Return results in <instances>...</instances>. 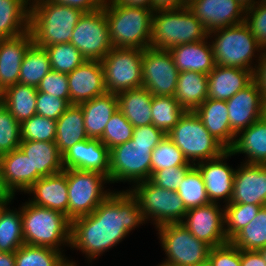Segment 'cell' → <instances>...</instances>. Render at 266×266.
Segmentation results:
<instances>
[{
	"instance_id": "cell-1",
	"label": "cell",
	"mask_w": 266,
	"mask_h": 266,
	"mask_svg": "<svg viewBox=\"0 0 266 266\" xmlns=\"http://www.w3.org/2000/svg\"><path fill=\"white\" fill-rule=\"evenodd\" d=\"M143 223L138 201L128 188L114 189L91 214L71 221L70 249L81 251L92 263Z\"/></svg>"
},
{
	"instance_id": "cell-2",
	"label": "cell",
	"mask_w": 266,
	"mask_h": 266,
	"mask_svg": "<svg viewBox=\"0 0 266 266\" xmlns=\"http://www.w3.org/2000/svg\"><path fill=\"white\" fill-rule=\"evenodd\" d=\"M81 10L59 5L50 0L30 1V30L33 42L42 48L69 43Z\"/></svg>"
},
{
	"instance_id": "cell-3",
	"label": "cell",
	"mask_w": 266,
	"mask_h": 266,
	"mask_svg": "<svg viewBox=\"0 0 266 266\" xmlns=\"http://www.w3.org/2000/svg\"><path fill=\"white\" fill-rule=\"evenodd\" d=\"M21 215L25 244L58 251L70 247L71 221L63 213L25 201Z\"/></svg>"
},
{
	"instance_id": "cell-4",
	"label": "cell",
	"mask_w": 266,
	"mask_h": 266,
	"mask_svg": "<svg viewBox=\"0 0 266 266\" xmlns=\"http://www.w3.org/2000/svg\"><path fill=\"white\" fill-rule=\"evenodd\" d=\"M208 39L216 65L247 69L254 74L263 48L244 22L208 32Z\"/></svg>"
},
{
	"instance_id": "cell-5",
	"label": "cell",
	"mask_w": 266,
	"mask_h": 266,
	"mask_svg": "<svg viewBox=\"0 0 266 266\" xmlns=\"http://www.w3.org/2000/svg\"><path fill=\"white\" fill-rule=\"evenodd\" d=\"M104 11L114 48H150L153 10L106 0Z\"/></svg>"
},
{
	"instance_id": "cell-6",
	"label": "cell",
	"mask_w": 266,
	"mask_h": 266,
	"mask_svg": "<svg viewBox=\"0 0 266 266\" xmlns=\"http://www.w3.org/2000/svg\"><path fill=\"white\" fill-rule=\"evenodd\" d=\"M208 32L188 7L153 11L150 48H171L204 40Z\"/></svg>"
},
{
	"instance_id": "cell-7",
	"label": "cell",
	"mask_w": 266,
	"mask_h": 266,
	"mask_svg": "<svg viewBox=\"0 0 266 266\" xmlns=\"http://www.w3.org/2000/svg\"><path fill=\"white\" fill-rule=\"evenodd\" d=\"M167 136L193 165L217 158L227 151L194 111H186Z\"/></svg>"
},
{
	"instance_id": "cell-8",
	"label": "cell",
	"mask_w": 266,
	"mask_h": 266,
	"mask_svg": "<svg viewBox=\"0 0 266 266\" xmlns=\"http://www.w3.org/2000/svg\"><path fill=\"white\" fill-rule=\"evenodd\" d=\"M128 190L137 199L145 221H152L155 229L183 221L187 209L177 191L160 188L150 180L137 182Z\"/></svg>"
},
{
	"instance_id": "cell-9",
	"label": "cell",
	"mask_w": 266,
	"mask_h": 266,
	"mask_svg": "<svg viewBox=\"0 0 266 266\" xmlns=\"http://www.w3.org/2000/svg\"><path fill=\"white\" fill-rule=\"evenodd\" d=\"M68 184V219L70 221L91 214L112 192L105 189L110 183L106 175L97 171L64 169ZM106 183V184H105Z\"/></svg>"
},
{
	"instance_id": "cell-10",
	"label": "cell",
	"mask_w": 266,
	"mask_h": 266,
	"mask_svg": "<svg viewBox=\"0 0 266 266\" xmlns=\"http://www.w3.org/2000/svg\"><path fill=\"white\" fill-rule=\"evenodd\" d=\"M166 255L164 266H196L208 261L211 247L197 239L182 223L165 224L156 228Z\"/></svg>"
},
{
	"instance_id": "cell-11",
	"label": "cell",
	"mask_w": 266,
	"mask_h": 266,
	"mask_svg": "<svg viewBox=\"0 0 266 266\" xmlns=\"http://www.w3.org/2000/svg\"><path fill=\"white\" fill-rule=\"evenodd\" d=\"M151 144L132 139L109 151V182L135 184L151 178ZM132 183V184H131Z\"/></svg>"
},
{
	"instance_id": "cell-12",
	"label": "cell",
	"mask_w": 266,
	"mask_h": 266,
	"mask_svg": "<svg viewBox=\"0 0 266 266\" xmlns=\"http://www.w3.org/2000/svg\"><path fill=\"white\" fill-rule=\"evenodd\" d=\"M143 50L138 48H112L100 61L108 93L142 87Z\"/></svg>"
},
{
	"instance_id": "cell-13",
	"label": "cell",
	"mask_w": 266,
	"mask_h": 266,
	"mask_svg": "<svg viewBox=\"0 0 266 266\" xmlns=\"http://www.w3.org/2000/svg\"><path fill=\"white\" fill-rule=\"evenodd\" d=\"M86 60L101 61L113 48L104 7L83 13L70 40Z\"/></svg>"
},
{
	"instance_id": "cell-14",
	"label": "cell",
	"mask_w": 266,
	"mask_h": 266,
	"mask_svg": "<svg viewBox=\"0 0 266 266\" xmlns=\"http://www.w3.org/2000/svg\"><path fill=\"white\" fill-rule=\"evenodd\" d=\"M142 72V86L152 95L174 96L180 72L169 50L144 49Z\"/></svg>"
},
{
	"instance_id": "cell-15",
	"label": "cell",
	"mask_w": 266,
	"mask_h": 266,
	"mask_svg": "<svg viewBox=\"0 0 266 266\" xmlns=\"http://www.w3.org/2000/svg\"><path fill=\"white\" fill-rule=\"evenodd\" d=\"M181 223L211 248L229 242L225 233L224 206L219 203L210 202L188 209Z\"/></svg>"
},
{
	"instance_id": "cell-16",
	"label": "cell",
	"mask_w": 266,
	"mask_h": 266,
	"mask_svg": "<svg viewBox=\"0 0 266 266\" xmlns=\"http://www.w3.org/2000/svg\"><path fill=\"white\" fill-rule=\"evenodd\" d=\"M231 156L233 155L227 150L217 158L194 165L202 175L208 199L212 203H230L236 171L226 162Z\"/></svg>"
},
{
	"instance_id": "cell-17",
	"label": "cell",
	"mask_w": 266,
	"mask_h": 266,
	"mask_svg": "<svg viewBox=\"0 0 266 266\" xmlns=\"http://www.w3.org/2000/svg\"><path fill=\"white\" fill-rule=\"evenodd\" d=\"M187 7L207 32L241 24L246 13L237 0H191Z\"/></svg>"
},
{
	"instance_id": "cell-18",
	"label": "cell",
	"mask_w": 266,
	"mask_h": 266,
	"mask_svg": "<svg viewBox=\"0 0 266 266\" xmlns=\"http://www.w3.org/2000/svg\"><path fill=\"white\" fill-rule=\"evenodd\" d=\"M226 103L231 131L235 135L263 118L264 98L254 79Z\"/></svg>"
},
{
	"instance_id": "cell-19",
	"label": "cell",
	"mask_w": 266,
	"mask_h": 266,
	"mask_svg": "<svg viewBox=\"0 0 266 266\" xmlns=\"http://www.w3.org/2000/svg\"><path fill=\"white\" fill-rule=\"evenodd\" d=\"M230 203L266 206V164L238 165Z\"/></svg>"
},
{
	"instance_id": "cell-20",
	"label": "cell",
	"mask_w": 266,
	"mask_h": 266,
	"mask_svg": "<svg viewBox=\"0 0 266 266\" xmlns=\"http://www.w3.org/2000/svg\"><path fill=\"white\" fill-rule=\"evenodd\" d=\"M70 105L89 101L107 92L100 61L85 60L67 74Z\"/></svg>"
},
{
	"instance_id": "cell-21",
	"label": "cell",
	"mask_w": 266,
	"mask_h": 266,
	"mask_svg": "<svg viewBox=\"0 0 266 266\" xmlns=\"http://www.w3.org/2000/svg\"><path fill=\"white\" fill-rule=\"evenodd\" d=\"M109 149L100 139L88 138L76 143L62 155L64 169L97 171L109 179Z\"/></svg>"
},
{
	"instance_id": "cell-22",
	"label": "cell",
	"mask_w": 266,
	"mask_h": 266,
	"mask_svg": "<svg viewBox=\"0 0 266 266\" xmlns=\"http://www.w3.org/2000/svg\"><path fill=\"white\" fill-rule=\"evenodd\" d=\"M33 43L31 30L16 37L0 39V92L19 83L23 58Z\"/></svg>"
},
{
	"instance_id": "cell-23",
	"label": "cell",
	"mask_w": 266,
	"mask_h": 266,
	"mask_svg": "<svg viewBox=\"0 0 266 266\" xmlns=\"http://www.w3.org/2000/svg\"><path fill=\"white\" fill-rule=\"evenodd\" d=\"M34 205L59 211L68 218V184L64 171L39 178L26 192Z\"/></svg>"
},
{
	"instance_id": "cell-24",
	"label": "cell",
	"mask_w": 266,
	"mask_h": 266,
	"mask_svg": "<svg viewBox=\"0 0 266 266\" xmlns=\"http://www.w3.org/2000/svg\"><path fill=\"white\" fill-rule=\"evenodd\" d=\"M19 149L32 163V185L41 177L64 170L62 155L55 142L21 141Z\"/></svg>"
},
{
	"instance_id": "cell-25",
	"label": "cell",
	"mask_w": 266,
	"mask_h": 266,
	"mask_svg": "<svg viewBox=\"0 0 266 266\" xmlns=\"http://www.w3.org/2000/svg\"><path fill=\"white\" fill-rule=\"evenodd\" d=\"M169 52L179 72L195 71L209 74L216 66L208 37L198 42L175 46Z\"/></svg>"
},
{
	"instance_id": "cell-26",
	"label": "cell",
	"mask_w": 266,
	"mask_h": 266,
	"mask_svg": "<svg viewBox=\"0 0 266 266\" xmlns=\"http://www.w3.org/2000/svg\"><path fill=\"white\" fill-rule=\"evenodd\" d=\"M252 80L250 70L216 65L208 74V98L227 101Z\"/></svg>"
},
{
	"instance_id": "cell-27",
	"label": "cell",
	"mask_w": 266,
	"mask_h": 266,
	"mask_svg": "<svg viewBox=\"0 0 266 266\" xmlns=\"http://www.w3.org/2000/svg\"><path fill=\"white\" fill-rule=\"evenodd\" d=\"M4 196L15 197L16 192H25L32 186V163L18 148L1 155Z\"/></svg>"
},
{
	"instance_id": "cell-28",
	"label": "cell",
	"mask_w": 266,
	"mask_h": 266,
	"mask_svg": "<svg viewBox=\"0 0 266 266\" xmlns=\"http://www.w3.org/2000/svg\"><path fill=\"white\" fill-rule=\"evenodd\" d=\"M232 155L244 154L247 164H266V119L263 117L235 135L228 149Z\"/></svg>"
},
{
	"instance_id": "cell-29",
	"label": "cell",
	"mask_w": 266,
	"mask_h": 266,
	"mask_svg": "<svg viewBox=\"0 0 266 266\" xmlns=\"http://www.w3.org/2000/svg\"><path fill=\"white\" fill-rule=\"evenodd\" d=\"M194 112L208 132L228 150L235 134L231 131L226 101L207 98Z\"/></svg>"
},
{
	"instance_id": "cell-30",
	"label": "cell",
	"mask_w": 266,
	"mask_h": 266,
	"mask_svg": "<svg viewBox=\"0 0 266 266\" xmlns=\"http://www.w3.org/2000/svg\"><path fill=\"white\" fill-rule=\"evenodd\" d=\"M83 111L85 132L89 138L99 139L111 116L118 110L115 93L106 92L79 104Z\"/></svg>"
},
{
	"instance_id": "cell-31",
	"label": "cell",
	"mask_w": 266,
	"mask_h": 266,
	"mask_svg": "<svg viewBox=\"0 0 266 266\" xmlns=\"http://www.w3.org/2000/svg\"><path fill=\"white\" fill-rule=\"evenodd\" d=\"M152 93L143 86L117 94L118 109L135 127L152 124Z\"/></svg>"
},
{
	"instance_id": "cell-32",
	"label": "cell",
	"mask_w": 266,
	"mask_h": 266,
	"mask_svg": "<svg viewBox=\"0 0 266 266\" xmlns=\"http://www.w3.org/2000/svg\"><path fill=\"white\" fill-rule=\"evenodd\" d=\"M174 97L185 111H195L208 98V74L180 72Z\"/></svg>"
},
{
	"instance_id": "cell-33",
	"label": "cell",
	"mask_w": 266,
	"mask_h": 266,
	"mask_svg": "<svg viewBox=\"0 0 266 266\" xmlns=\"http://www.w3.org/2000/svg\"><path fill=\"white\" fill-rule=\"evenodd\" d=\"M55 144L61 155L76 143L88 139L84 127L83 111L80 105L72 104L56 120Z\"/></svg>"
},
{
	"instance_id": "cell-34",
	"label": "cell",
	"mask_w": 266,
	"mask_h": 266,
	"mask_svg": "<svg viewBox=\"0 0 266 266\" xmlns=\"http://www.w3.org/2000/svg\"><path fill=\"white\" fill-rule=\"evenodd\" d=\"M31 0H0V39L30 30Z\"/></svg>"
},
{
	"instance_id": "cell-35",
	"label": "cell",
	"mask_w": 266,
	"mask_h": 266,
	"mask_svg": "<svg viewBox=\"0 0 266 266\" xmlns=\"http://www.w3.org/2000/svg\"><path fill=\"white\" fill-rule=\"evenodd\" d=\"M37 88L21 83L1 92V103L21 124L36 114Z\"/></svg>"
},
{
	"instance_id": "cell-36",
	"label": "cell",
	"mask_w": 266,
	"mask_h": 266,
	"mask_svg": "<svg viewBox=\"0 0 266 266\" xmlns=\"http://www.w3.org/2000/svg\"><path fill=\"white\" fill-rule=\"evenodd\" d=\"M11 201L0 212V251L15 252L24 243L21 206L10 208ZM9 205V206H8Z\"/></svg>"
},
{
	"instance_id": "cell-37",
	"label": "cell",
	"mask_w": 266,
	"mask_h": 266,
	"mask_svg": "<svg viewBox=\"0 0 266 266\" xmlns=\"http://www.w3.org/2000/svg\"><path fill=\"white\" fill-rule=\"evenodd\" d=\"M52 70L49 56L45 48L33 43L23 58L19 83L36 87L40 81Z\"/></svg>"
},
{
	"instance_id": "cell-38",
	"label": "cell",
	"mask_w": 266,
	"mask_h": 266,
	"mask_svg": "<svg viewBox=\"0 0 266 266\" xmlns=\"http://www.w3.org/2000/svg\"><path fill=\"white\" fill-rule=\"evenodd\" d=\"M63 251L23 244L15 251L16 266H63L69 259Z\"/></svg>"
},
{
	"instance_id": "cell-39",
	"label": "cell",
	"mask_w": 266,
	"mask_h": 266,
	"mask_svg": "<svg viewBox=\"0 0 266 266\" xmlns=\"http://www.w3.org/2000/svg\"><path fill=\"white\" fill-rule=\"evenodd\" d=\"M230 242L240 250L258 251L266 246V206Z\"/></svg>"
},
{
	"instance_id": "cell-40",
	"label": "cell",
	"mask_w": 266,
	"mask_h": 266,
	"mask_svg": "<svg viewBox=\"0 0 266 266\" xmlns=\"http://www.w3.org/2000/svg\"><path fill=\"white\" fill-rule=\"evenodd\" d=\"M152 124L166 135L186 112L174 96L152 97Z\"/></svg>"
},
{
	"instance_id": "cell-41",
	"label": "cell",
	"mask_w": 266,
	"mask_h": 266,
	"mask_svg": "<svg viewBox=\"0 0 266 266\" xmlns=\"http://www.w3.org/2000/svg\"><path fill=\"white\" fill-rule=\"evenodd\" d=\"M177 193L187 210L210 203L202 175L195 166L187 172Z\"/></svg>"
},
{
	"instance_id": "cell-42",
	"label": "cell",
	"mask_w": 266,
	"mask_h": 266,
	"mask_svg": "<svg viewBox=\"0 0 266 266\" xmlns=\"http://www.w3.org/2000/svg\"><path fill=\"white\" fill-rule=\"evenodd\" d=\"M180 166H194L182 151L166 135L151 153V176L162 169Z\"/></svg>"
},
{
	"instance_id": "cell-43",
	"label": "cell",
	"mask_w": 266,
	"mask_h": 266,
	"mask_svg": "<svg viewBox=\"0 0 266 266\" xmlns=\"http://www.w3.org/2000/svg\"><path fill=\"white\" fill-rule=\"evenodd\" d=\"M53 71L69 74L86 59L70 42L50 45L45 48Z\"/></svg>"
},
{
	"instance_id": "cell-44",
	"label": "cell",
	"mask_w": 266,
	"mask_h": 266,
	"mask_svg": "<svg viewBox=\"0 0 266 266\" xmlns=\"http://www.w3.org/2000/svg\"><path fill=\"white\" fill-rule=\"evenodd\" d=\"M224 206L225 233L230 241L258 213L261 206L254 204L229 203Z\"/></svg>"
},
{
	"instance_id": "cell-45",
	"label": "cell",
	"mask_w": 266,
	"mask_h": 266,
	"mask_svg": "<svg viewBox=\"0 0 266 266\" xmlns=\"http://www.w3.org/2000/svg\"><path fill=\"white\" fill-rule=\"evenodd\" d=\"M134 126L125 118L118 109L106 124L100 141L109 149V151L129 140L133 136Z\"/></svg>"
},
{
	"instance_id": "cell-46",
	"label": "cell",
	"mask_w": 266,
	"mask_h": 266,
	"mask_svg": "<svg viewBox=\"0 0 266 266\" xmlns=\"http://www.w3.org/2000/svg\"><path fill=\"white\" fill-rule=\"evenodd\" d=\"M21 141L55 142L56 121L35 114L20 124Z\"/></svg>"
},
{
	"instance_id": "cell-47",
	"label": "cell",
	"mask_w": 266,
	"mask_h": 266,
	"mask_svg": "<svg viewBox=\"0 0 266 266\" xmlns=\"http://www.w3.org/2000/svg\"><path fill=\"white\" fill-rule=\"evenodd\" d=\"M21 142L20 123L8 109L0 104V156L19 148Z\"/></svg>"
},
{
	"instance_id": "cell-48",
	"label": "cell",
	"mask_w": 266,
	"mask_h": 266,
	"mask_svg": "<svg viewBox=\"0 0 266 266\" xmlns=\"http://www.w3.org/2000/svg\"><path fill=\"white\" fill-rule=\"evenodd\" d=\"M244 23L256 37L258 44L266 48V4L259 2L245 13Z\"/></svg>"
},
{
	"instance_id": "cell-49",
	"label": "cell",
	"mask_w": 266,
	"mask_h": 266,
	"mask_svg": "<svg viewBox=\"0 0 266 266\" xmlns=\"http://www.w3.org/2000/svg\"><path fill=\"white\" fill-rule=\"evenodd\" d=\"M37 90L65 99L70 104L67 74L51 70L40 81Z\"/></svg>"
},
{
	"instance_id": "cell-50",
	"label": "cell",
	"mask_w": 266,
	"mask_h": 266,
	"mask_svg": "<svg viewBox=\"0 0 266 266\" xmlns=\"http://www.w3.org/2000/svg\"><path fill=\"white\" fill-rule=\"evenodd\" d=\"M69 106L70 104L65 99L45 92H37V115L56 121Z\"/></svg>"
},
{
	"instance_id": "cell-51",
	"label": "cell",
	"mask_w": 266,
	"mask_h": 266,
	"mask_svg": "<svg viewBox=\"0 0 266 266\" xmlns=\"http://www.w3.org/2000/svg\"><path fill=\"white\" fill-rule=\"evenodd\" d=\"M193 166L170 167L155 172L150 181L156 186L172 191H177L180 183Z\"/></svg>"
},
{
	"instance_id": "cell-52",
	"label": "cell",
	"mask_w": 266,
	"mask_h": 266,
	"mask_svg": "<svg viewBox=\"0 0 266 266\" xmlns=\"http://www.w3.org/2000/svg\"><path fill=\"white\" fill-rule=\"evenodd\" d=\"M208 262L212 266H241V250L229 241L211 248Z\"/></svg>"
},
{
	"instance_id": "cell-53",
	"label": "cell",
	"mask_w": 266,
	"mask_h": 266,
	"mask_svg": "<svg viewBox=\"0 0 266 266\" xmlns=\"http://www.w3.org/2000/svg\"><path fill=\"white\" fill-rule=\"evenodd\" d=\"M165 136L166 134L161 129L149 124L135 127L131 139L135 143L151 144V148H155Z\"/></svg>"
},
{
	"instance_id": "cell-54",
	"label": "cell",
	"mask_w": 266,
	"mask_h": 266,
	"mask_svg": "<svg viewBox=\"0 0 266 266\" xmlns=\"http://www.w3.org/2000/svg\"><path fill=\"white\" fill-rule=\"evenodd\" d=\"M59 5L77 8L84 13L94 12L104 7L106 0H50Z\"/></svg>"
},
{
	"instance_id": "cell-55",
	"label": "cell",
	"mask_w": 266,
	"mask_h": 266,
	"mask_svg": "<svg viewBox=\"0 0 266 266\" xmlns=\"http://www.w3.org/2000/svg\"><path fill=\"white\" fill-rule=\"evenodd\" d=\"M253 79L258 84L263 98L266 97V48L261 52L259 62L253 74Z\"/></svg>"
},
{
	"instance_id": "cell-56",
	"label": "cell",
	"mask_w": 266,
	"mask_h": 266,
	"mask_svg": "<svg viewBox=\"0 0 266 266\" xmlns=\"http://www.w3.org/2000/svg\"><path fill=\"white\" fill-rule=\"evenodd\" d=\"M241 266H266L258 251L241 250Z\"/></svg>"
},
{
	"instance_id": "cell-57",
	"label": "cell",
	"mask_w": 266,
	"mask_h": 266,
	"mask_svg": "<svg viewBox=\"0 0 266 266\" xmlns=\"http://www.w3.org/2000/svg\"><path fill=\"white\" fill-rule=\"evenodd\" d=\"M187 7L185 0H153L152 10H169Z\"/></svg>"
},
{
	"instance_id": "cell-58",
	"label": "cell",
	"mask_w": 266,
	"mask_h": 266,
	"mask_svg": "<svg viewBox=\"0 0 266 266\" xmlns=\"http://www.w3.org/2000/svg\"><path fill=\"white\" fill-rule=\"evenodd\" d=\"M113 1L123 6L147 8L152 10L153 0H113Z\"/></svg>"
},
{
	"instance_id": "cell-59",
	"label": "cell",
	"mask_w": 266,
	"mask_h": 266,
	"mask_svg": "<svg viewBox=\"0 0 266 266\" xmlns=\"http://www.w3.org/2000/svg\"><path fill=\"white\" fill-rule=\"evenodd\" d=\"M0 266H16L15 252L0 251Z\"/></svg>"
},
{
	"instance_id": "cell-60",
	"label": "cell",
	"mask_w": 266,
	"mask_h": 266,
	"mask_svg": "<svg viewBox=\"0 0 266 266\" xmlns=\"http://www.w3.org/2000/svg\"><path fill=\"white\" fill-rule=\"evenodd\" d=\"M237 2L245 11H247L248 9L255 7L259 3V0H237Z\"/></svg>"
},
{
	"instance_id": "cell-61",
	"label": "cell",
	"mask_w": 266,
	"mask_h": 266,
	"mask_svg": "<svg viewBox=\"0 0 266 266\" xmlns=\"http://www.w3.org/2000/svg\"><path fill=\"white\" fill-rule=\"evenodd\" d=\"M15 197L12 196H0V212L2 210V208L9 203V201L14 200Z\"/></svg>"
},
{
	"instance_id": "cell-62",
	"label": "cell",
	"mask_w": 266,
	"mask_h": 266,
	"mask_svg": "<svg viewBox=\"0 0 266 266\" xmlns=\"http://www.w3.org/2000/svg\"><path fill=\"white\" fill-rule=\"evenodd\" d=\"M0 196H4V183H3V172H2L1 156H0Z\"/></svg>"
},
{
	"instance_id": "cell-63",
	"label": "cell",
	"mask_w": 266,
	"mask_h": 266,
	"mask_svg": "<svg viewBox=\"0 0 266 266\" xmlns=\"http://www.w3.org/2000/svg\"><path fill=\"white\" fill-rule=\"evenodd\" d=\"M258 252L260 253V255L262 256L263 260L266 263V246L261 248V249H259Z\"/></svg>"
},
{
	"instance_id": "cell-64",
	"label": "cell",
	"mask_w": 266,
	"mask_h": 266,
	"mask_svg": "<svg viewBox=\"0 0 266 266\" xmlns=\"http://www.w3.org/2000/svg\"><path fill=\"white\" fill-rule=\"evenodd\" d=\"M63 266H78V264H76L75 261H73V259L68 260Z\"/></svg>"
},
{
	"instance_id": "cell-65",
	"label": "cell",
	"mask_w": 266,
	"mask_h": 266,
	"mask_svg": "<svg viewBox=\"0 0 266 266\" xmlns=\"http://www.w3.org/2000/svg\"><path fill=\"white\" fill-rule=\"evenodd\" d=\"M263 117L266 119V97H264Z\"/></svg>"
},
{
	"instance_id": "cell-66",
	"label": "cell",
	"mask_w": 266,
	"mask_h": 266,
	"mask_svg": "<svg viewBox=\"0 0 266 266\" xmlns=\"http://www.w3.org/2000/svg\"><path fill=\"white\" fill-rule=\"evenodd\" d=\"M196 266H212L208 261L206 263L196 265Z\"/></svg>"
},
{
	"instance_id": "cell-67",
	"label": "cell",
	"mask_w": 266,
	"mask_h": 266,
	"mask_svg": "<svg viewBox=\"0 0 266 266\" xmlns=\"http://www.w3.org/2000/svg\"><path fill=\"white\" fill-rule=\"evenodd\" d=\"M259 2L266 4V0H259Z\"/></svg>"
}]
</instances>
